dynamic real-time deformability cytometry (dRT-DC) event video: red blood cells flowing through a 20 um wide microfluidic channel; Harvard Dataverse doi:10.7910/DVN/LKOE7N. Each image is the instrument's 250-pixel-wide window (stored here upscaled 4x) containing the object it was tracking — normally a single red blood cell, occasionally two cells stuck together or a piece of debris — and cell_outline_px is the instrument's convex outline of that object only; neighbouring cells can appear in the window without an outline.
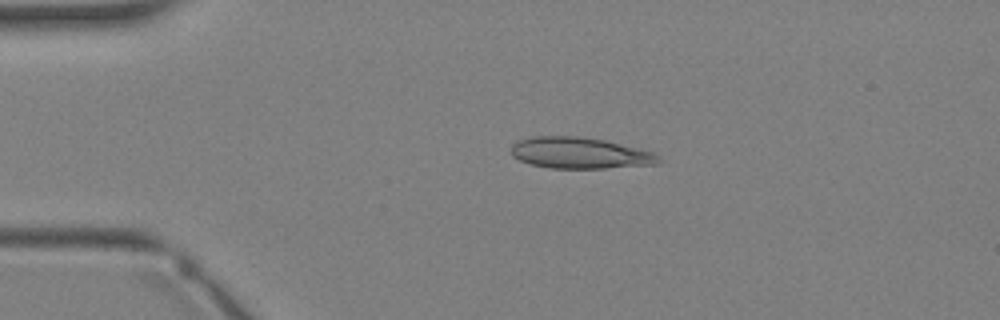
{"species": "Egyptian fruit bat (a non-hibernating species)", "species_latin": "Rousettus aegyptiacus", "temperature_condition": "warm", "stored_images_in_passage": 4, "camera_frame_rate_fps": 3000, "um_per_image_px": 0.085, "animal": {"sex": "female"}, "frame": {"image": 1, "passage_image": 3, "time_ms": 2.333, "image_size_px": [1000, 320], "cell_outline_px": [[660, 164], [604, 168], [548, 168], [532, 164], [520, 160], [512, 156], [512, 144], [516, 140], [532, 136], [576, 136], [604, 140], [656, 152], [660, 156]], "centroid_in_image_um": [49.31, 13.0], "position_along_channel_um": 35.7, "area_um2": 26.99}}
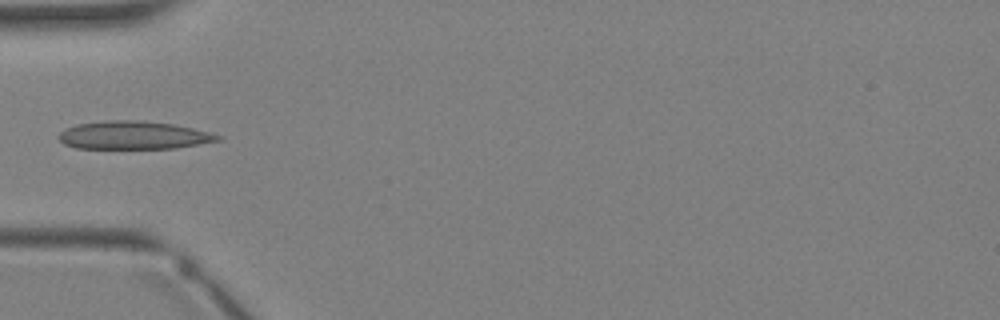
{"frame": {"image": 2, "passage_image": 4, "time_ms": 3.667, "image_size_px": [1000, 320], "cell_outline_px": [[224, 136], [220, 140], [176, 148], [76, 148], [64, 144], [60, 140], [60, 132], [76, 124], [108, 120], [144, 120], [176, 124], [212, 132]], "centroid_in_image_um": [11.42, 11.48], "position_along_channel_um": 73.6, "area_um2": 26.13}}